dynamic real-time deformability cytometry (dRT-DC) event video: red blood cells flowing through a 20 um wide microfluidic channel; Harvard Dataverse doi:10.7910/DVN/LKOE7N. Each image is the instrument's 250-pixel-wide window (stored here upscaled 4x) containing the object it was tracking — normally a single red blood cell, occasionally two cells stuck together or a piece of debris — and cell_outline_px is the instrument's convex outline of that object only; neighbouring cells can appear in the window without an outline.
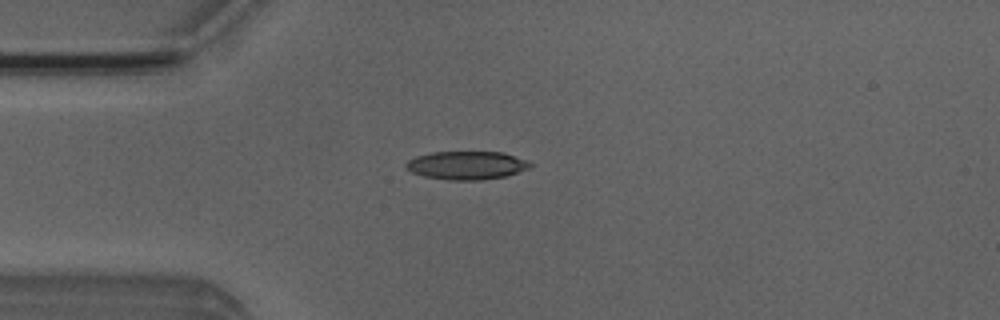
{"species": "Egyptian fruit bat (a non-hibernating species)", "species_latin": "Rousettus aegyptiacus", "temperature_condition": "room temperature", "stored_images_in_passage": 2, "camera_frame_rate_fps": 3000, "um_per_image_px": 0.085, "animal": {"sex": "male"}, "frame": {"image": 1, "passage_image": 2, "time_ms": 1.0, "image_size_px": [1000, 320], "cell_outline_px": [[532, 164], [528, 168], [508, 176], [480, 180], [452, 180], [424, 176], [412, 172], [404, 164], [408, 160], [416, 156], [432, 152], [504, 152], [528, 160]], "centroid_in_image_um": [39.69, 14.05], "position_along_channel_um": 45.3, "area_um2": 20.46}}